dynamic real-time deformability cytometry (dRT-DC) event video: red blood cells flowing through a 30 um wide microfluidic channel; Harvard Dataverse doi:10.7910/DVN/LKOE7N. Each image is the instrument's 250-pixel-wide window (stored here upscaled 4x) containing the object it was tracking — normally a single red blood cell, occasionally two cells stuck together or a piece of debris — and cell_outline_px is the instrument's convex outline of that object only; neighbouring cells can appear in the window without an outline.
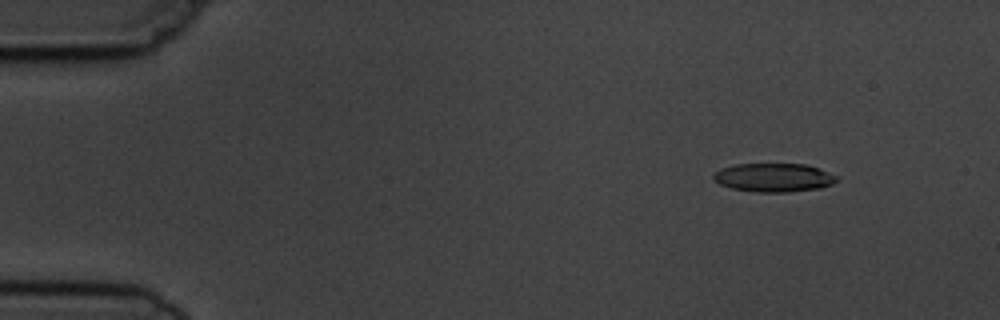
{"species": "common noctule bat (a hibernating species)", "species_latin": "Nyctalus noctula", "temperature_condition": "cold", "stored_images_in_passage": 5, "camera_frame_rate_fps": 3000, "um_per_image_px": 0.085, "animal": {"sex": "male", "body_mass_g": 19.5, "forearm_length_mm": 54.6}, "frame": {"image": 1, "passage_image": 1, "time_ms": 0.0, "image_size_px": [1000, 320], "cell_outline_px": [[840, 180], [832, 184], [820, 188], [788, 192], [756, 192], [732, 188], [720, 184], [712, 180], [712, 172], [720, 168], [736, 164], [804, 164], [820, 168], [840, 176]], "centroid_in_image_um": [65.78, 15.08], "position_along_channel_um": 19.2, "area_um2": 20.92}}
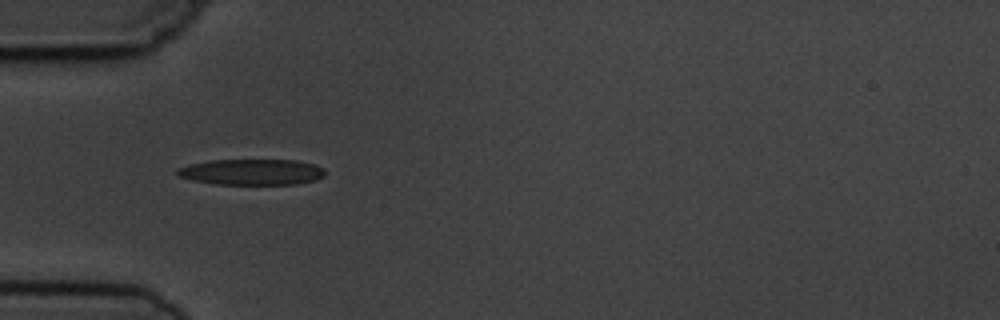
{"frame": {"image": 2, "passage_image": 4, "time_ms": 3.667, "image_size_px": [1000, 320], "cell_outline_px": [[324, 176], [316, 180], [296, 184], [216, 184], [196, 180], [180, 176], [176, 172], [180, 168], [192, 164], [208, 160], [296, 160], [312, 164], [324, 168]], "centroid_in_image_um": [21.46, 14.62], "position_along_channel_um": 63.5, "area_um2": 21.96}}
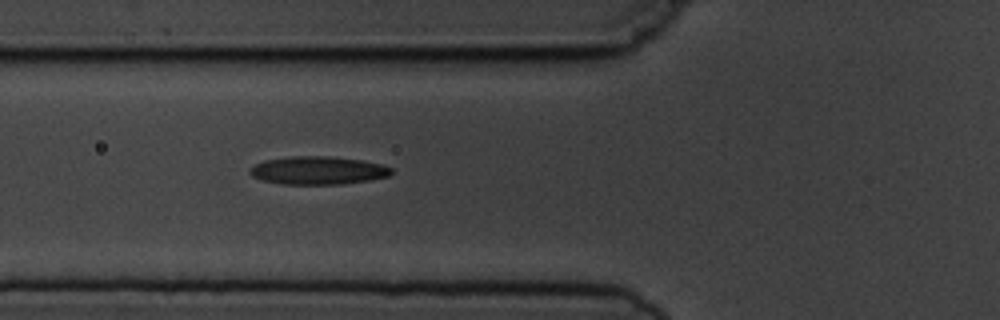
{"frame": {"image": 3, "passage_image": 5, "time_ms": 4.667, "image_size_px": [1000, 320], "cell_outline_px": [[392, 172], [388, 176], [372, 180], [344, 184], [284, 184], [264, 180], [252, 176], [248, 172], [248, 168], [264, 160], [292, 156], [328, 156], [360, 160], [380, 164], [392, 168]], "centroid_in_image_um": [27.02, 14.49], "position_along_channel_um": 98.8, "area_um2": 23.12}}